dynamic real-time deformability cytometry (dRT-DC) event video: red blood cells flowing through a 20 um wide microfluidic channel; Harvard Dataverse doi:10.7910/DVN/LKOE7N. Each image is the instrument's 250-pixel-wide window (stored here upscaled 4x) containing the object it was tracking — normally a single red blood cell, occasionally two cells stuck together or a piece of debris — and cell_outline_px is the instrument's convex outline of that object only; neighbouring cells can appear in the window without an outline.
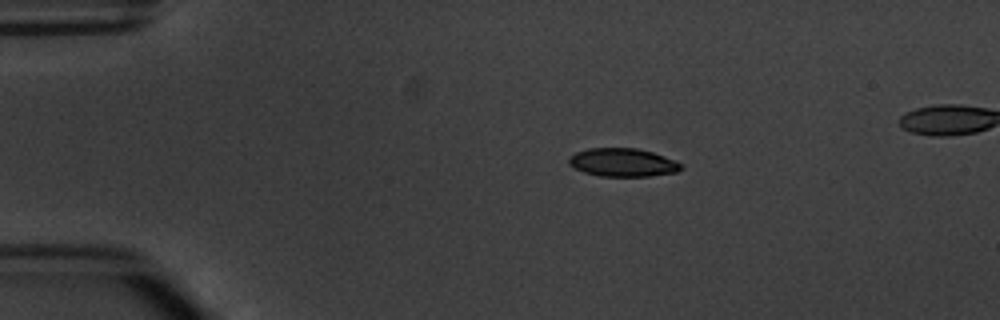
{"species": "common noctule bat (a hibernating species)", "species_latin": "Nyctalus noctula", "temperature_condition": "warm", "stored_images_in_passage": 6, "camera_frame_rate_fps": 3000, "um_per_image_px": 0.085, "animal": {"sex": "male", "body_mass_g": 20.1, "forearm_length_mm": 53.5}, "frame": {"image": 1, "passage_image": 1, "time_ms": 0.0, "image_size_px": [1000, 320], "cell_outline_px": [[684, 168], [676, 172], [648, 176], [600, 176], [584, 172], [572, 168], [568, 164], [568, 156], [576, 152], [588, 148], [636, 148], [652, 152], [676, 160], [684, 164]], "centroid_in_image_um": [52.93, 13.81], "position_along_channel_um": 32.1, "area_um2": 18.73}}
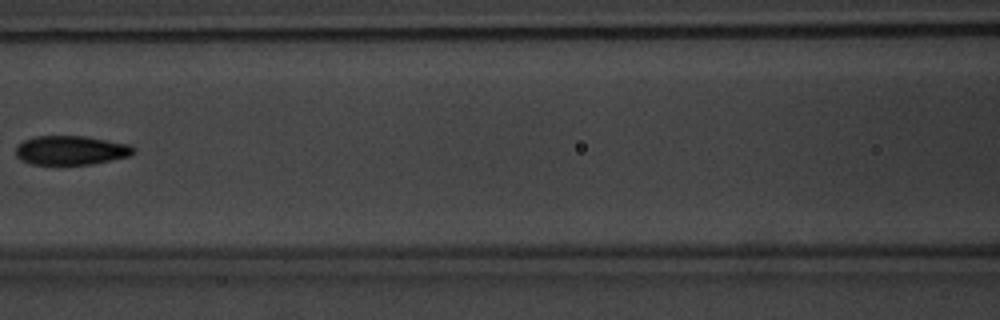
{"frame": {"image": 2, "passage_image": 5, "time_ms": 4.667, "image_size_px": [1000, 320], "cell_outline_px": [[136, 148], [128, 156], [112, 160], [92, 164], [32, 164], [20, 160], [16, 156], [16, 148], [24, 140], [36, 136], [84, 136], [128, 144]], "centroid_in_image_um": [6.01, 12.77], "position_along_channel_um": 160.6, "area_um2": 19.77}}
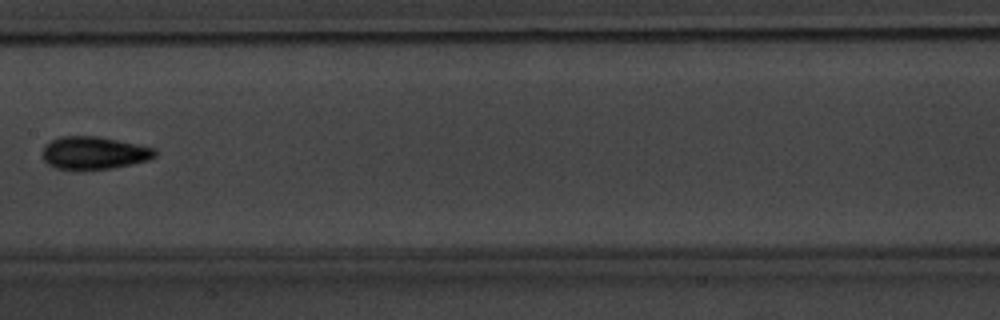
{"frame": {"image": 3, "passage_image": 6, "time_ms": 5.667, "image_size_px": [1000, 320], "cell_outline_px": [[156, 156], [148, 160], [132, 164], [112, 168], [56, 168], [48, 164], [44, 160], [44, 144], [60, 136], [96, 136], [156, 148]], "centroid_in_image_um": [8.01, 12.98], "position_along_channel_um": 199.4, "area_um2": 20.98}}